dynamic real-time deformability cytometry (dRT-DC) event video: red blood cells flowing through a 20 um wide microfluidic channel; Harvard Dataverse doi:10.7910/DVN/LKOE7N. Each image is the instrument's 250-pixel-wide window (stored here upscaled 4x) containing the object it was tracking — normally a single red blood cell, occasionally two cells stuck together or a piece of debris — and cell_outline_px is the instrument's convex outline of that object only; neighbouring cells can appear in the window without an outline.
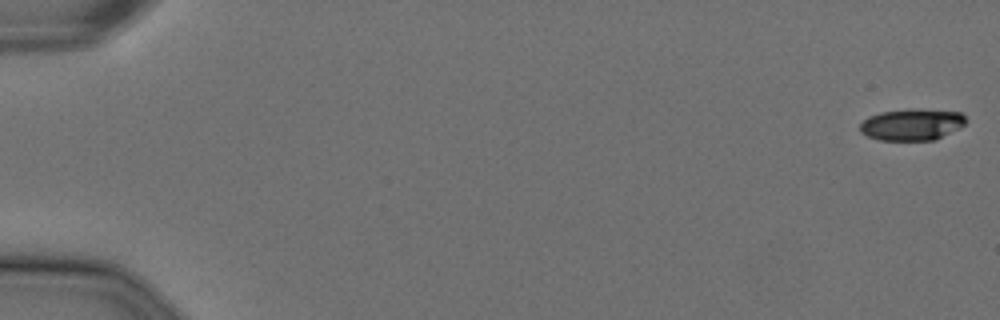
{"species": "Egyptian fruit bat (a non-hibernating species)", "species_latin": "Rousettus aegyptiacus", "temperature_condition": "cold", "stored_images_in_passage": 49, "camera_frame_rate_fps": 3000, "um_per_image_px": 0.085, "animal": {"sex": "female"}, "frame": {"image": 1, "passage_image": 1, "time_ms": 0.0, "image_size_px": [1000, 320], "cell_outline_px": [[968, 120], [960, 128], [936, 140], [880, 140], [868, 136], [860, 132], [860, 124], [868, 116], [880, 112], [908, 108], [920, 108], [960, 112]], "centroid_in_image_um": [77.53, 10.57], "position_along_channel_um": 7.5, "area_um2": 19.83}}
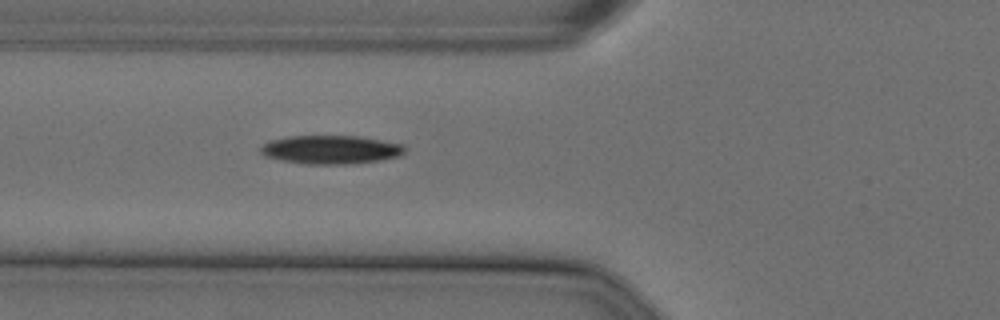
{"frame": {"image": 2, "passage_image": 22, "time_ms": 7.0, "image_size_px": [1000, 320], "cell_outline_px": [[404, 152], [396, 156], [380, 160], [344, 164], [304, 164], [264, 156], [260, 152], [260, 144], [268, 140], [288, 136], [356, 136], [404, 144]], "centroid_in_image_um": [28.04, 12.71], "position_along_channel_um": 97.8, "area_um2": 23.87}}
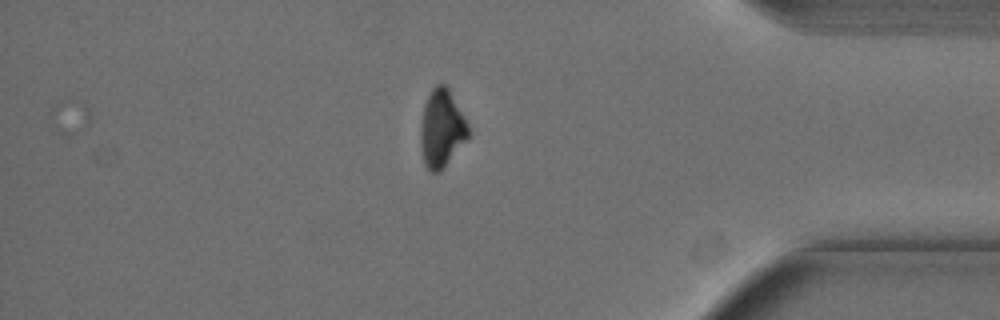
{"frame": {"image": 3, "passage_image": 49, "time_ms": 16.0, "image_size_px": [1000, 320], "cell_outline_px": [[472, 136], [440, 172], [428, 172], [424, 164], [420, 144], [420, 124], [424, 104], [432, 88], [436, 84], [444, 84], [448, 88], [464, 116], [468, 124]], "centroid_in_image_um": [37.56, 10.97], "position_along_channel_um": 397.6, "area_um2": 22.14}, "authors_computed_cell_mechanics": {"area_um2": 23.4668, "velocity_mm_per_s": 3.6229, "shape_relaxation_time_tau1_ms": 6.7446, "shape_relaxation_time_tau2_ms": null, "deformation_change_tau1": 0.1608, "deformation_change_tau2": null}}